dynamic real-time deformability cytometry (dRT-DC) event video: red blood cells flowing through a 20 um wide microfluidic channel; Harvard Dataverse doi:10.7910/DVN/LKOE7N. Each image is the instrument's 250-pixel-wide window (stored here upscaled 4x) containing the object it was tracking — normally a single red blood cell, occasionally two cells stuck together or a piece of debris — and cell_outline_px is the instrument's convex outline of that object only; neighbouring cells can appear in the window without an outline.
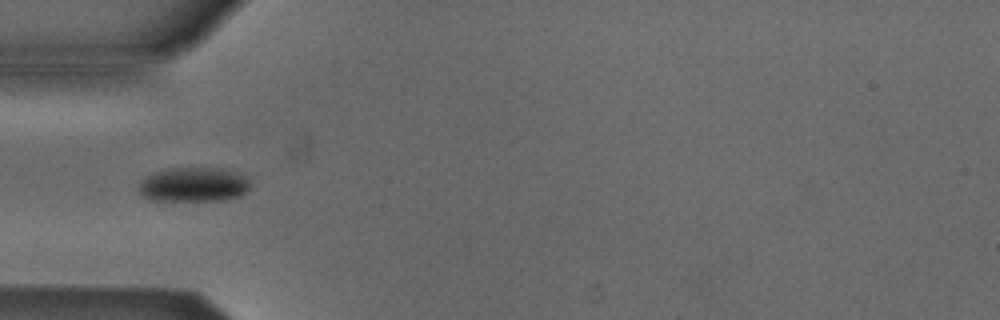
{"species": "Egyptian fruit bat (a non-hibernating species)", "species_latin": "Rousettus aegyptiacus", "temperature_condition": "cold", "stored_images_in_passage": 5, "camera_frame_rate_fps": 3000, "um_per_image_px": 0.085, "animal": {"sex": "male"}, "frame": {"image": 1, "passage_image": 3, "time_ms": 0.667, "image_size_px": [1000, 320], "cell_outline_px": [[248, 188], [240, 196], [224, 200], [152, 200], [140, 196], [136, 188], [140, 180], [156, 172], [168, 168], [220, 168], [236, 172], [244, 176], [248, 180]], "centroid_in_image_um": [16.39, 15.69], "position_along_channel_um": 68.6, "area_um2": 22.37}}
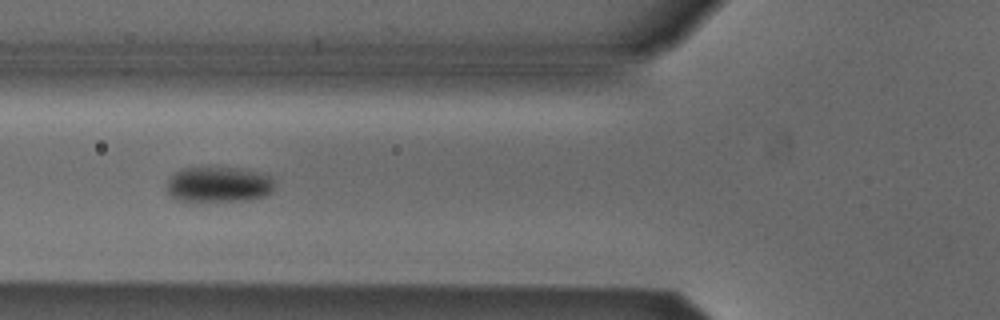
{"frame": {"image": 2, "passage_image": 4, "time_ms": 1.0, "image_size_px": [1000, 320], "cell_outline_px": [[272, 192], [264, 196], [252, 200], [176, 200], [168, 192], [168, 180], [176, 172], [184, 168], [232, 168], [256, 172], [272, 176]], "centroid_in_image_um": [18.6, 15.68], "position_along_channel_um": 107.2, "area_um2": 21.68}}
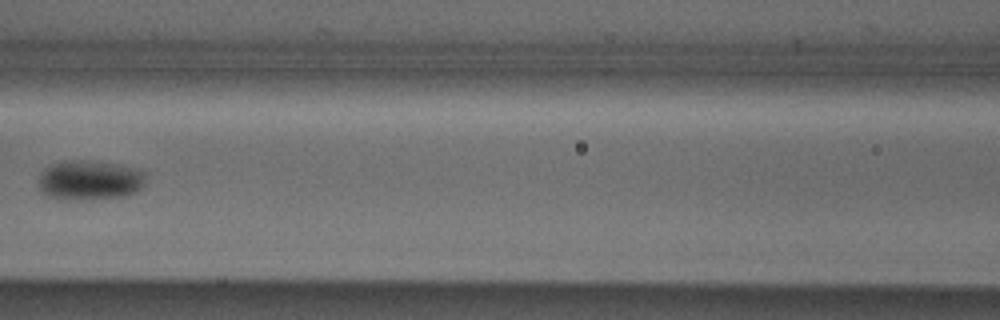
{"frame": {"image": 3, "passage_image": 5, "time_ms": 1.333, "image_size_px": [1000, 320], "cell_outline_px": [[144, 184], [136, 192], [124, 196], [92, 200], [60, 200], [48, 196], [40, 192], [40, 172], [44, 168], [52, 164], [64, 160], [84, 160], [116, 164], [132, 168], [144, 172]], "centroid_in_image_um": [7.57, 15.34], "position_along_channel_um": 159.0, "area_um2": 25.03}}